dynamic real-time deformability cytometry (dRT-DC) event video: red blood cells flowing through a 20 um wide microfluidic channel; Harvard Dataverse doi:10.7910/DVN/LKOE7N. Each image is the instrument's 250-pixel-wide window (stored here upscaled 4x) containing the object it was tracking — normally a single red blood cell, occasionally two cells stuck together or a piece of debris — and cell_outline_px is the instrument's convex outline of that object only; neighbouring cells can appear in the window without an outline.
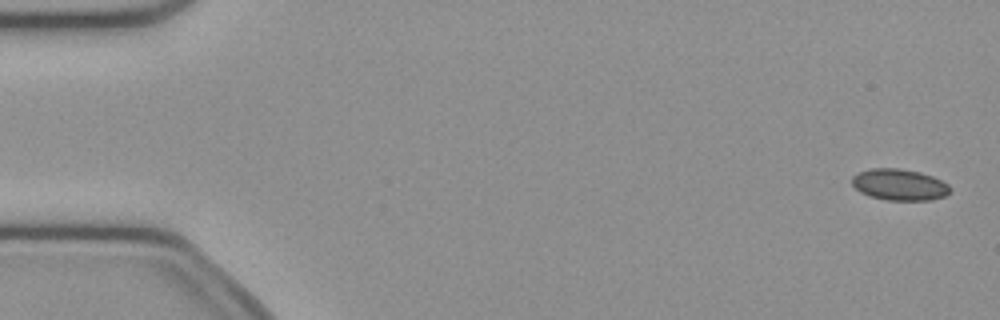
{"species": "common noctule bat (a hibernating species)", "species_latin": "Nyctalus noctula", "temperature_condition": "cold", "stored_images_in_passage": 29, "camera_frame_rate_fps": 3000, "um_per_image_px": 0.085, "animal": {"sex": "female", "body_mass_g": 21.9}, "frame": {"image": 1, "passage_image": 2, "time_ms": 0.333, "image_size_px": [1000, 320], "cell_outline_px": [[948, 192], [944, 196], [932, 200], [888, 200], [868, 196], [860, 192], [852, 184], [852, 176], [868, 168], [900, 168], [920, 172], [932, 176], [948, 184]], "centroid_in_image_um": [76.41, 15.69], "position_along_channel_um": 8.6, "area_um2": 17.86}}
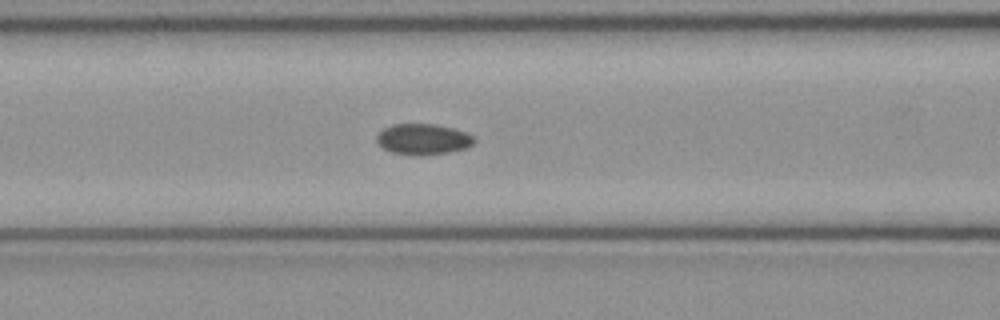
{"frame": {"image": 2, "passage_image": 22, "time_ms": 7.0, "image_size_px": [1000, 320], "cell_outline_px": [[476, 140], [468, 148], [448, 152], [420, 156], [412, 156], [392, 152], [384, 148], [376, 140], [376, 136], [384, 128], [392, 124], [436, 124], [452, 128], [464, 132], [472, 136]], "centroid_in_image_um": [35.96, 11.84], "position_along_channel_um": 130.6, "area_um2": 17.51}}
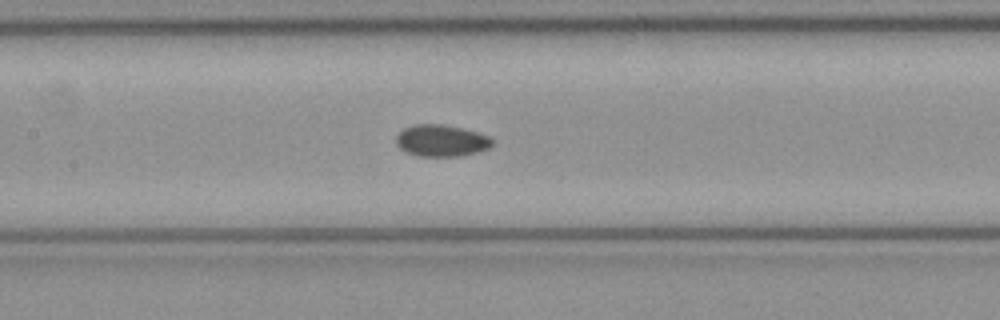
{"frame": {"image": 3, "passage_image": 25, "time_ms": 8.0, "image_size_px": [1000, 320], "cell_outline_px": [[492, 144], [488, 148], [476, 152], [460, 156], [416, 156], [404, 152], [396, 144], [396, 136], [404, 128], [412, 124], [440, 124], [460, 128], [476, 132], [488, 136], [492, 140]], "centroid_in_image_um": [37.45, 11.96], "position_along_channel_um": 169.9, "area_um2": 17.69}}